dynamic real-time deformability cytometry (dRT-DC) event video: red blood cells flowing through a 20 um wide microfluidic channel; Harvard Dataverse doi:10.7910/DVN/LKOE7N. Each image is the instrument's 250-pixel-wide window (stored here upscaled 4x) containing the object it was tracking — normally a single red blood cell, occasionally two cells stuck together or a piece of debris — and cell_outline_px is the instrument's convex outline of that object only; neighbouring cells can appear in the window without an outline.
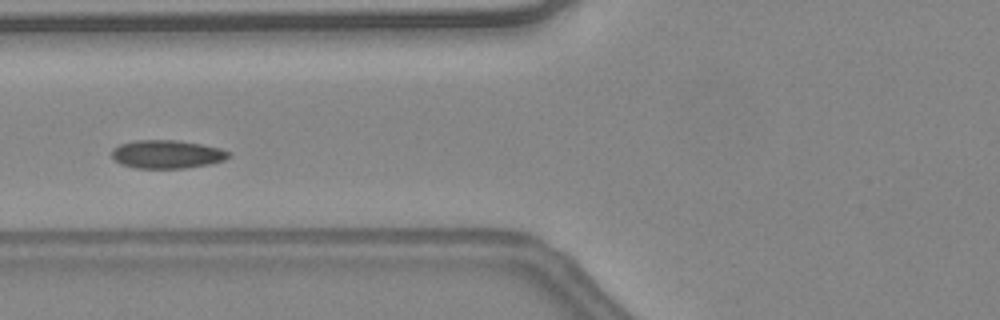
{"species": "common noctule bat (a hibernating species)", "species_latin": "Nyctalus noctula", "temperature_condition": "warm", "stored_images_in_passage": 36, "camera_frame_rate_fps": 3000, "um_per_image_px": 0.085, "animal": {"sex": "female", "body_mass_g": 24.6, "forearm_length_mm": 56.2}, "frame": {"image": 1, "passage_image": 16, "time_ms": 5.0, "image_size_px": [1000, 320], "cell_outline_px": [[232, 152], [224, 160], [208, 164], [184, 168], [136, 168], [120, 164], [112, 156], [112, 148], [120, 144], [136, 140], [176, 140], [200, 144], [220, 148]], "centroid_in_image_um": [14.17, 13.11], "position_along_channel_um": 111.6, "area_um2": 19.19}, "authors_computed_cell_mechanics": {"area_um2": 19.2185, "velocity_mm_per_s": 4.4816, "shape_relaxation_time_tau1_ms": 2.3494, "shape_relaxation_time_tau2_ms": null, "deformation_change_tau1": 0.0524, "deformation_change_tau2": null}}